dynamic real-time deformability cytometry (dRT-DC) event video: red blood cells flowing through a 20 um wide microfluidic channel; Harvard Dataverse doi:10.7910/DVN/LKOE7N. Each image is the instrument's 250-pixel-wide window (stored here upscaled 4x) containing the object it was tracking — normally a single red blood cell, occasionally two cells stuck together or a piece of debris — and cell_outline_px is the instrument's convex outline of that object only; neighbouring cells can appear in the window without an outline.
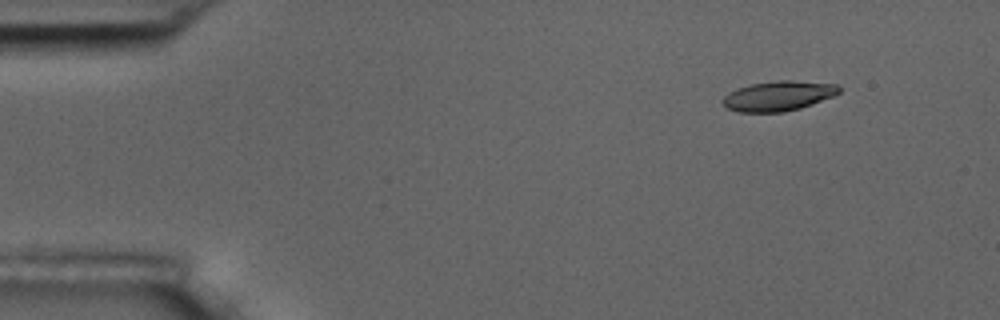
{"species": "common noctule bat (a hibernating species)", "species_latin": "Nyctalus noctula", "temperature_condition": "room temperature", "stored_images_in_passage": 4, "camera_frame_rate_fps": 3000, "um_per_image_px": 0.085, "animal": {"sex": "male", "body_mass_g": 17.5, "forearm_length_mm": 52.3}, "frame": {"image": 1, "passage_image": 1, "time_ms": 0.0, "image_size_px": [1000, 320], "cell_outline_px": [[840, 92], [832, 96], [812, 104], [800, 108], [784, 112], [736, 112], [728, 108], [720, 100], [728, 92], [736, 88], [752, 84], [780, 80], [792, 80], [836, 84], [840, 88]], "centroid_in_image_um": [66.12, 8.15], "position_along_channel_um": 18.9, "area_um2": 20.23}}
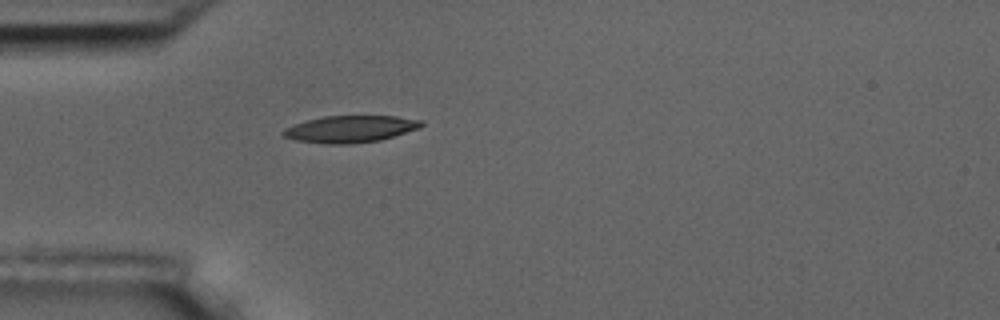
{"frame": {"image": 2, "passage_image": 4, "time_ms": 3.333, "image_size_px": [1000, 320], "cell_outline_px": [[424, 124], [420, 128], [380, 140], [352, 144], [324, 144], [296, 140], [284, 136], [280, 132], [284, 128], [308, 120], [324, 116], [396, 116], [420, 120]], "centroid_in_image_um": [29.77, 10.97], "position_along_channel_um": 55.2, "area_um2": 21.56}}